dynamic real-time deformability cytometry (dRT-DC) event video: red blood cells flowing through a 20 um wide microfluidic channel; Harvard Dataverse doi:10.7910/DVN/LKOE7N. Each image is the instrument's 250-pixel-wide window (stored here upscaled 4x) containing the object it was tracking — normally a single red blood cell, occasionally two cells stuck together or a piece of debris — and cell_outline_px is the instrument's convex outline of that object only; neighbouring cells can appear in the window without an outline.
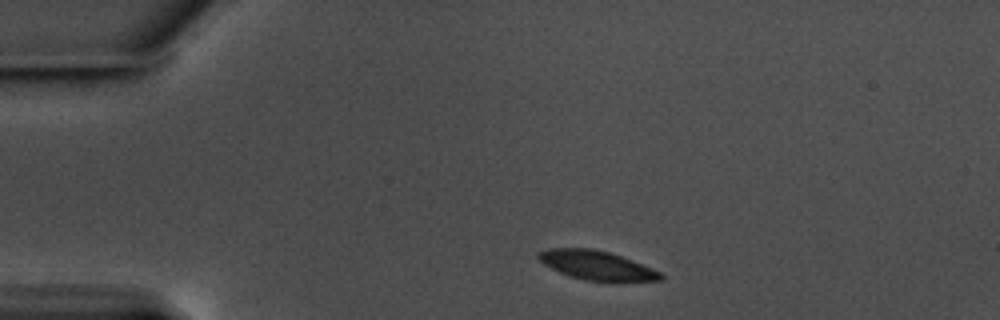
{"species": "common noctule bat (a hibernating species)", "species_latin": "Nyctalus noctula", "temperature_condition": "warm", "stored_images_in_passage": 2, "camera_frame_rate_fps": 3000, "um_per_image_px": 0.085, "animal": {"sex": "male", "body_mass_g": 17.5, "forearm_length_mm": 52.3}, "frame": {"image": 1, "passage_image": 1, "time_ms": 0.0, "image_size_px": [1000, 320], "cell_outline_px": [[664, 280], [616, 284], [584, 280], [560, 272], [544, 264], [536, 256], [536, 252], [548, 248], [592, 248], [608, 252], [632, 260], [652, 268], [660, 272], [664, 276]], "centroid_in_image_um": [50.79, 22.6], "position_along_channel_um": 34.2, "area_um2": 21.39}}